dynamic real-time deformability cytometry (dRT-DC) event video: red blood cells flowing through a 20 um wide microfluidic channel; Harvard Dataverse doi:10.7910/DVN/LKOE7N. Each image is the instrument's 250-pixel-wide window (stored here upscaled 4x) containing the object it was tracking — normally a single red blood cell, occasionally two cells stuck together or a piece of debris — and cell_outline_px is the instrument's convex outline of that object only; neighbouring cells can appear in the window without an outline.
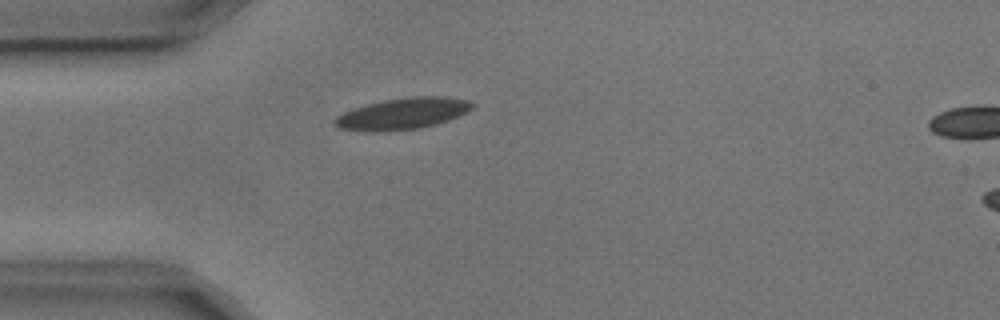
{"species": "common noctule bat (a hibernating species)", "species_latin": "Nyctalus noctula", "temperature_condition": "cold", "stored_images_in_passage": 2, "camera_frame_rate_fps": 3000, "um_per_image_px": 0.085, "animal": {"sex": "male", "body_mass_g": 17.9, "forearm_length_mm": 54.2}, "frame": {"image": 1, "passage_image": 1, "time_ms": 0.0, "image_size_px": [1000, 320], "cell_outline_px": [[476, 104], [468, 112], [448, 120], [436, 124], [420, 128], [384, 132], [372, 132], [340, 128], [332, 124], [332, 120], [336, 116], [344, 112], [368, 104], [384, 100], [412, 96], [440, 96], [468, 100]], "centroid_in_image_um": [34.23, 9.67], "position_along_channel_um": 50.8, "area_um2": 25.26}}